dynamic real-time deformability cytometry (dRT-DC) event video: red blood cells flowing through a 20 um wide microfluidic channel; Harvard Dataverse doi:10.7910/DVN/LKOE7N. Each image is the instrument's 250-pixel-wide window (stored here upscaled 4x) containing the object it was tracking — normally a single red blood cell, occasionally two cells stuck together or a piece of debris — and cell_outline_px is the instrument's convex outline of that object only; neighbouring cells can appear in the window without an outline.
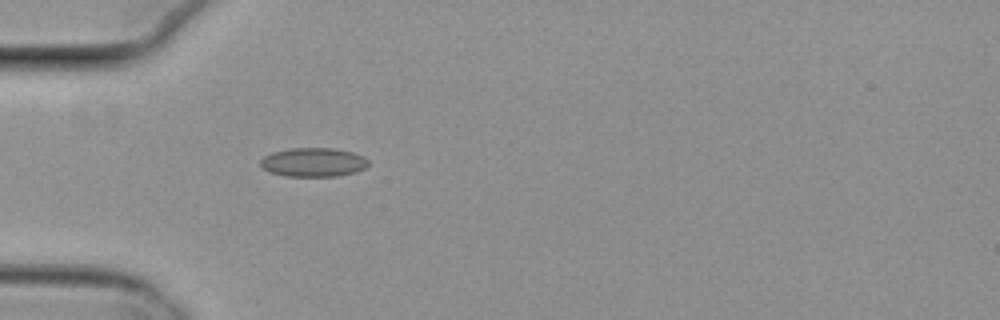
{"species": "common noctule bat (a hibernating species)", "species_latin": "Nyctalus noctula", "temperature_condition": "cold", "stored_images_in_passage": 1, "camera_frame_rate_fps": 3000, "um_per_image_px": 0.085, "animal": {"sex": "female", "body_mass_g": 29.2, "forearm_length_mm": 56.3}, "frame": {"image": 1, "passage_image": 1, "time_ms": 0.0, "image_size_px": [1000, 320], "cell_outline_px": [[368, 164], [364, 168], [356, 172], [336, 176], [284, 176], [272, 172], [264, 168], [260, 164], [260, 160], [264, 156], [272, 152], [288, 148], [332, 148], [352, 152], [364, 156], [368, 160]], "centroid_in_image_um": [26.64, 13.78], "position_along_channel_um": 58.4, "area_um2": 18.15}}